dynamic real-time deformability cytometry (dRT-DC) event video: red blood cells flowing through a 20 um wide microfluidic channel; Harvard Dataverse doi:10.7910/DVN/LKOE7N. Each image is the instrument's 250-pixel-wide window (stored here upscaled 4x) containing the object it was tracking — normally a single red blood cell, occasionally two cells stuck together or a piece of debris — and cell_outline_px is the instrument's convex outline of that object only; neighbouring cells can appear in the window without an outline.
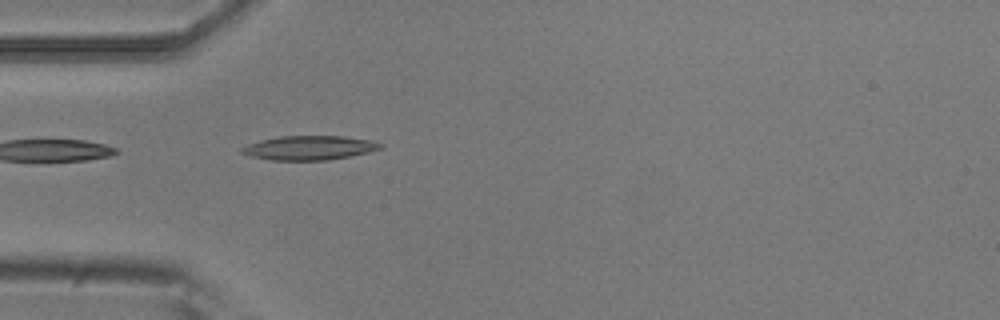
{"species": "common noctule bat (a hibernating species)", "species_latin": "Nyctalus noctula", "temperature_condition": "room temperature", "stored_images_in_passage": 4, "camera_frame_rate_fps": 3000, "um_per_image_px": 0.085, "animal": {"sex": "male", "body_mass_g": 20.5, "forearm_length_mm": 52.5}, "frame": {"image": 1, "passage_image": 4, "time_ms": 1.0, "image_size_px": [1000, 320], "cell_outline_px": [[384, 148], [368, 152], [328, 160], [272, 160], [252, 156], [240, 152], [240, 148], [248, 144], [260, 140], [280, 136], [344, 136], [372, 140], [384, 144]], "centroid_in_image_um": [26.32, 12.55], "position_along_channel_um": 58.7, "area_um2": 19.54}}